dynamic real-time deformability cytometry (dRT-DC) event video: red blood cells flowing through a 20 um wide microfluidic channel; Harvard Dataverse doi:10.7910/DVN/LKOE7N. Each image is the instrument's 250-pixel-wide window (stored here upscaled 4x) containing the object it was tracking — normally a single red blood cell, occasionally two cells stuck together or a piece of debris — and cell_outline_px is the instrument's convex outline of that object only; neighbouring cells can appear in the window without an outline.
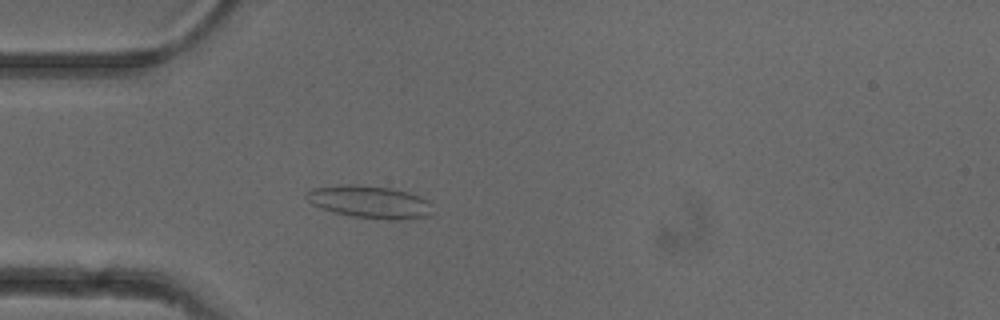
{"species": "common noctule bat (a hibernating species)", "species_latin": "Nyctalus noctula", "temperature_condition": "cold", "stored_images_in_passage": 47, "camera_frame_rate_fps": 3000, "um_per_image_px": 0.085, "animal": {"sex": "female"}, "frame": {"image": 1, "passage_image": 10, "time_ms": 3.0, "image_size_px": [1000, 320], "cell_outline_px": [[432, 216], [400, 220], [392, 220], [352, 216], [332, 212], [312, 204], [304, 196], [304, 192], [312, 188], [340, 184], [348, 184], [388, 188], [408, 192], [420, 196], [428, 200], [432, 212]], "centroid_in_image_um": [31.41, 17.17], "position_along_channel_um": 53.6, "area_um2": 23.99}}
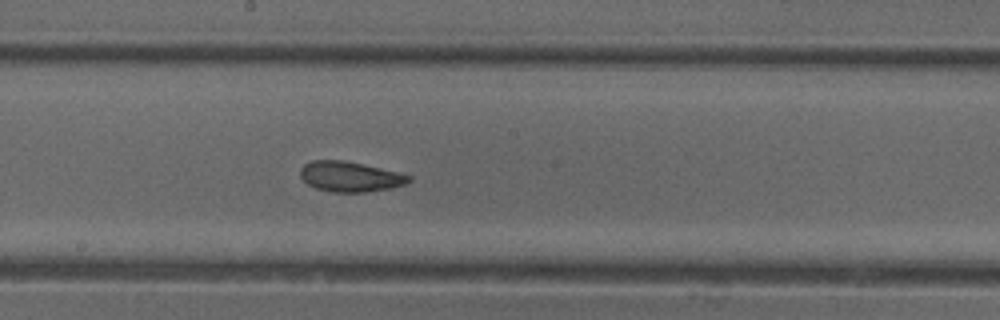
{"frame": {"image": 2, "passage_image": 23, "time_ms": 7.333, "image_size_px": [1000, 320], "cell_outline_px": [[412, 180], [404, 184], [392, 188], [364, 192], [332, 192], [316, 188], [308, 184], [300, 176], [300, 168], [304, 164], [312, 160], [344, 160], [380, 168], [412, 176]], "centroid_in_image_um": [29.74, 15.01], "position_along_channel_um": 218.5, "area_um2": 19.02}}
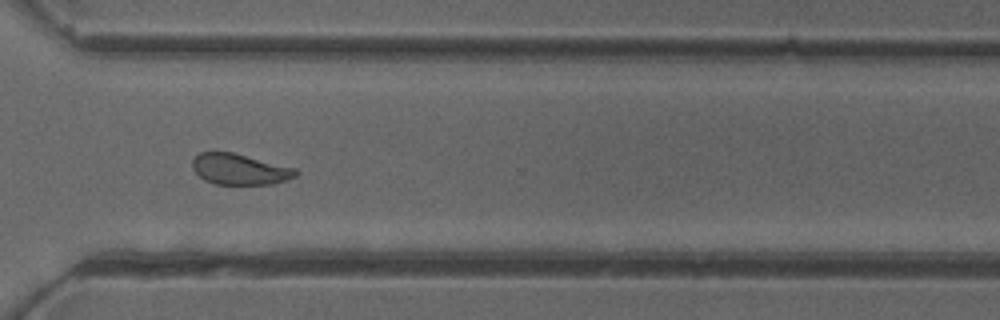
{"frame": {"image": 3, "passage_image": 33, "time_ms": 10.667, "image_size_px": [1000, 320], "cell_outline_px": [[300, 172], [296, 176], [272, 184], [216, 184], [204, 180], [192, 168], [192, 160], [200, 152], [232, 152], [296, 168]], "centroid_in_image_um": [20.38, 14.38], "position_along_channel_um": 350.2, "area_um2": 18.5}, "authors_computed_cell_mechanics": {"area_um2": 19.652, "velocity_mm_per_s": 3.9685, "shape_relaxation_time_tau1_ms": 8.49, "shape_relaxation_time_tau2_ms": 2.0054, "deformation_change_tau1": 0.1375, "deformation_change_tau2": 0.0814}}